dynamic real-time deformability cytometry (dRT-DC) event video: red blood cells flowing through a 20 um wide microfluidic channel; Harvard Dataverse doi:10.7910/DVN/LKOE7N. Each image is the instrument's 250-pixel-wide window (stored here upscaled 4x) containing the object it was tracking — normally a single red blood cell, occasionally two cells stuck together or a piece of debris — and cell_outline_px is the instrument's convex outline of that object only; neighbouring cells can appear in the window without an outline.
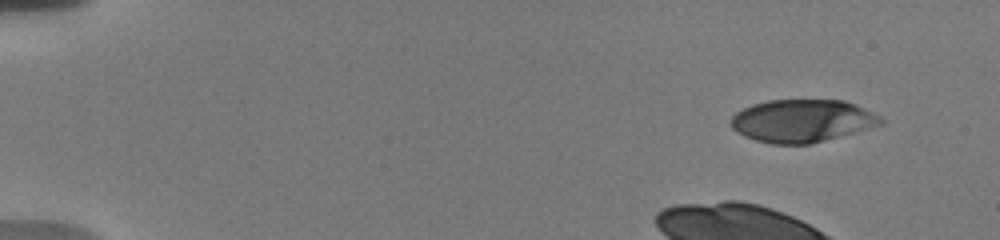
{"species": "human", "species_latin": "Homo sapiens", "temperature_condition": "warm", "stored_images_in_passage": 45, "camera_frame_rate_fps": 3000, "um_per_image_px": 0.085, "donor": {"sex": "male"}, "frame": {"image": 1, "passage_image": 1, "time_ms": 0.0, "image_size_px": [1000, 240], "cell_outline_px": [[884, 124], [856, 132], [808, 144], [772, 144], [756, 140], [744, 136], [736, 132], [728, 124], [728, 120], [736, 112], [752, 104], [768, 100], [844, 100], [856, 104], [880, 116], [884, 120]], "centroid_in_image_um": [68.16, 10.26], "position_along_channel_um": 16.8, "area_um2": 37.51}, "authors_computed_cell_mechanics": {"area_um2": 37.5122, "velocity_mm_per_s": 3.6889, "shape_relaxation_time_tau1_ms": 3.4957, "shape_relaxation_time_tau2_ms": 3.2226, "deformation_change_tau1": 0.1276, "deformation_change_tau2": 0.0665}}